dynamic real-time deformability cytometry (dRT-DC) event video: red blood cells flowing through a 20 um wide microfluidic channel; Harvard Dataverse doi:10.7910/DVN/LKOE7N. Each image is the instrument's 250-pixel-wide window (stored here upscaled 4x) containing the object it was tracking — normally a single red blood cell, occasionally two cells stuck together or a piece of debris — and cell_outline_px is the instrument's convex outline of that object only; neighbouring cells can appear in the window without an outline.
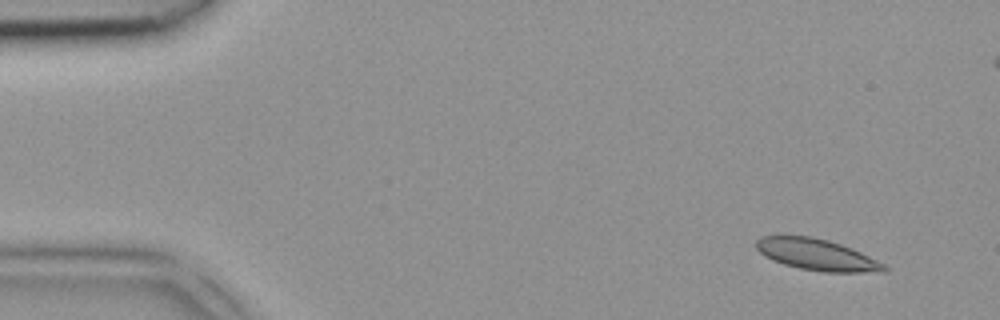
{"species": "common noctule bat (a hibernating species)", "species_latin": "Nyctalus noctula", "temperature_condition": "room temperature", "stored_images_in_passage": 6, "camera_frame_rate_fps": 3000, "um_per_image_px": 0.085, "animal": {"sex": "female", "body_mass_g": 18.4}, "frame": {"image": 1, "passage_image": 1, "time_ms": 0.0, "image_size_px": [1000, 320], "cell_outline_px": [[888, 268], [884, 272], [824, 272], [800, 268], [784, 264], [772, 260], [764, 256], [756, 248], [756, 240], [760, 236], [812, 236], [828, 240], [852, 248], [884, 264]], "centroid_in_image_um": [69.41, 21.64], "position_along_channel_um": 15.6, "area_um2": 23.24}}